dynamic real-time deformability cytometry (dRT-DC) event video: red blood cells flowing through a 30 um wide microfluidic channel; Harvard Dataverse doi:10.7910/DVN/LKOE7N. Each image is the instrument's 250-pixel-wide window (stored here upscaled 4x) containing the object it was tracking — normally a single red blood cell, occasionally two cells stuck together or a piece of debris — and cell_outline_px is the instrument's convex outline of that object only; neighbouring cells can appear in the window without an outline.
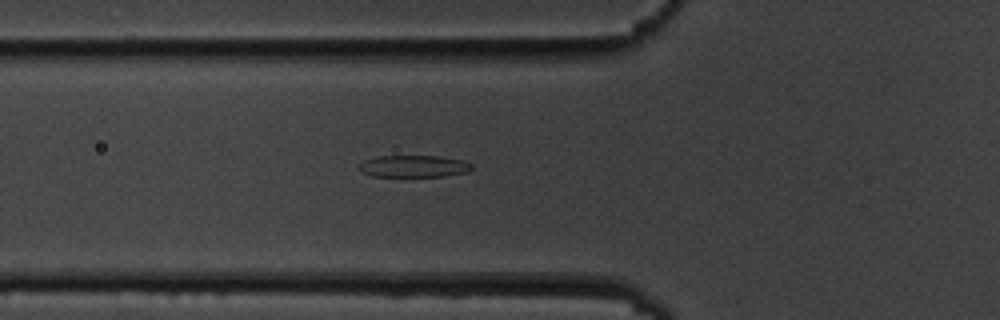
{"species": "common noctule bat (a hibernating species)", "species_latin": "Nyctalus noctula", "temperature_condition": "cold", "stored_images_in_passage": 6, "camera_frame_rate_fps": 3000, "um_per_image_px": 0.085, "animal": {"sex": "male", "body_mass_g": 19.5, "forearm_length_mm": 54.6}, "frame": {"image": 1, "passage_image": 6, "time_ms": 6.667, "image_size_px": [1000, 320], "cell_outline_px": [[472, 168], [468, 172], [444, 176], [372, 176], [364, 172], [360, 168], [360, 164], [364, 160], [376, 156], [440, 156], [464, 160], [472, 164]], "centroid_in_image_um": [35.22, 14.12], "position_along_channel_um": 90.6, "area_um2": 14.33}}